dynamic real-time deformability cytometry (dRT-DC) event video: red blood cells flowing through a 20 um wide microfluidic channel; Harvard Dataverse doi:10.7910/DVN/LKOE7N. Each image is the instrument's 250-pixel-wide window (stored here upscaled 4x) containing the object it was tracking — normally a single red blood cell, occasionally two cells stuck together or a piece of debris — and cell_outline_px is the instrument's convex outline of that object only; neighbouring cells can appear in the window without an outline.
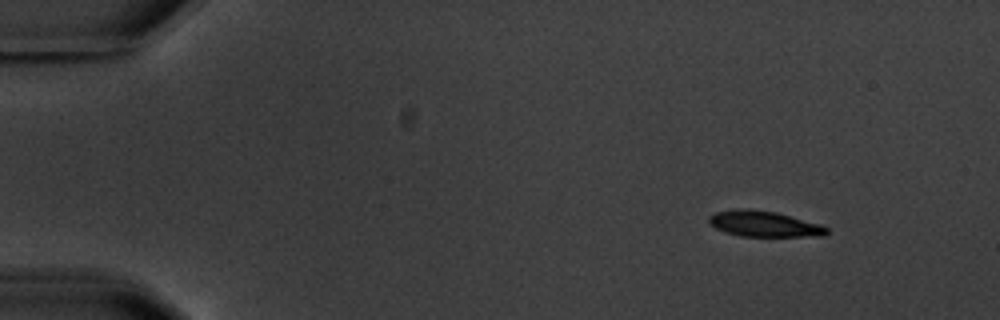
{"species": "common noctule bat (a hibernating species)", "species_latin": "Nyctalus noctula", "temperature_condition": "warm", "stored_images_in_passage": 4, "camera_frame_rate_fps": 3000, "um_per_image_px": 0.085, "animal": {"sex": "male", "body_mass_g": 20.1, "forearm_length_mm": 53.5}, "frame": {"image": 1, "passage_image": 1, "time_ms": 0.0, "image_size_px": [1000, 320], "cell_outline_px": [[828, 232], [824, 236], [740, 236], [724, 232], [716, 228], [708, 220], [708, 216], [716, 212], [736, 208], [748, 208], [776, 212], [820, 224], [828, 228]], "centroid_in_image_um": [64.93, 19.02], "position_along_channel_um": 20.1, "area_um2": 17.69}}
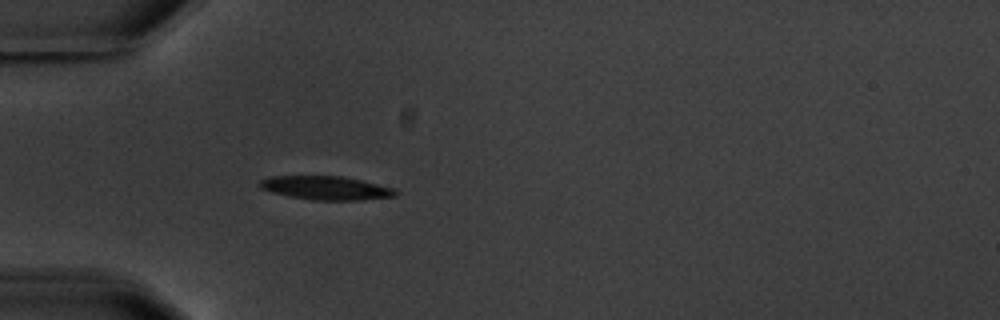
{"frame": {"image": 2, "passage_image": 4, "time_ms": 3.667, "image_size_px": [1000, 320], "cell_outline_px": [[400, 192], [396, 196], [360, 200], [312, 200], [288, 196], [272, 192], [260, 188], [256, 184], [260, 180], [272, 176], [344, 176], [392, 188]], "centroid_in_image_um": [27.67, 15.98], "position_along_channel_um": 57.3, "area_um2": 18.73}}